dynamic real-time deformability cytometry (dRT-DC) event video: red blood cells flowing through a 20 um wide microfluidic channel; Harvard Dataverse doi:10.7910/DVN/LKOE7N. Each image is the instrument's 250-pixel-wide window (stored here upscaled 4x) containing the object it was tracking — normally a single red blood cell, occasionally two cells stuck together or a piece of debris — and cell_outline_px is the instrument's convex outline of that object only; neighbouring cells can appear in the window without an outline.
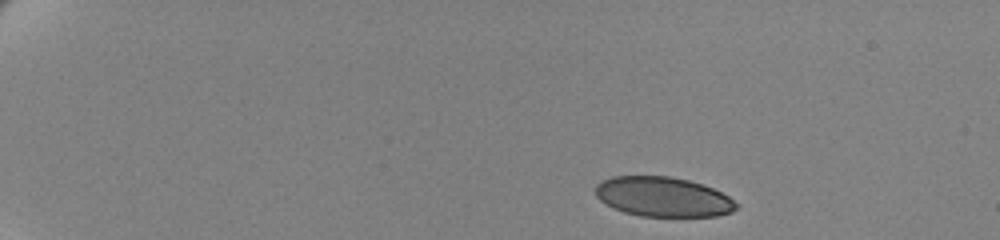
{"species": "human", "species_latin": "Homo sapiens", "temperature_condition": "cold", "stored_images_in_passage": 51, "camera_frame_rate_fps": 3000, "um_per_image_px": 0.085, "donor": {"sex": "female"}, "frame": {"image": 1, "passage_image": 1, "time_ms": 0.0, "image_size_px": [1000, 240], "cell_outline_px": [[740, 204], [732, 212], [716, 216], [640, 216], [624, 212], [612, 208], [600, 200], [596, 196], [596, 184], [600, 180], [612, 176], [668, 176], [688, 180], [712, 188], [728, 196]], "centroid_in_image_um": [56.33, 16.73], "position_along_channel_um": 28.7, "area_um2": 32.66}}
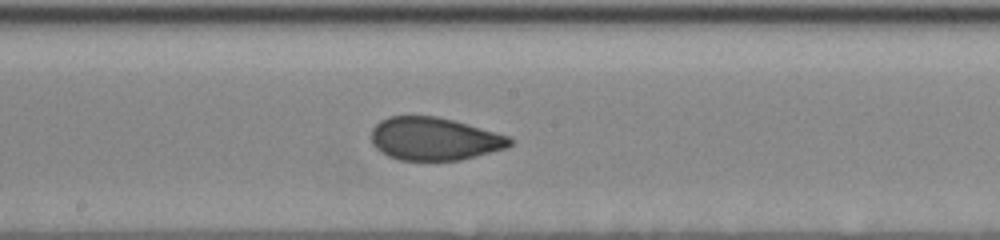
{"frame": {"image": 2, "passage_image": 27, "time_ms": 8.667, "image_size_px": [1000, 240], "cell_outline_px": [[512, 144], [508, 148], [460, 160], [400, 160], [388, 156], [380, 152], [372, 144], [372, 128], [380, 120], [388, 116], [436, 116], [452, 120], [496, 132], [508, 136], [512, 140]], "centroid_in_image_um": [36.9, 11.8], "position_along_channel_um": 211.3, "area_um2": 34.62}}
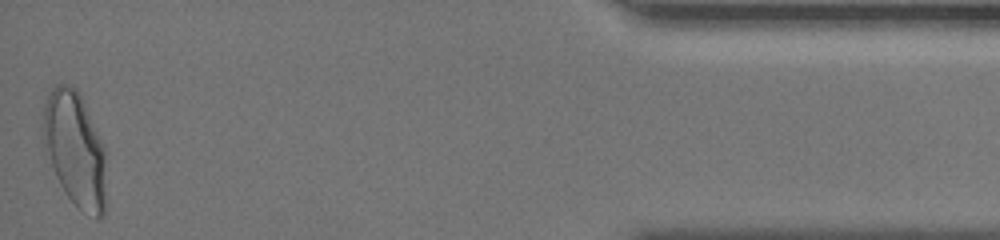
{"frame": {"image": 3, "passage_image": 51, "time_ms": 16.667, "image_size_px": [1000, 240], "cell_outline_px": [[104, 216], [96, 220], [80, 208], [68, 196], [60, 184], [56, 176], [44, 148], [40, 124], [44, 104], [52, 88], [56, 84], [64, 84], [76, 88], [80, 92], [104, 148]], "centroid_in_image_um": [6.32, 12.63], "position_along_channel_um": 428.9, "area_um2": 41.96}, "authors_computed_cell_mechanics": {"area_um2": 35.3736, "velocity_mm_per_s": 3.4516, "shape_relaxation_time_tau1_ms": 8.4362, "shape_relaxation_time_tau2_ms": null, "deformation_change_tau1": 0.1931, "deformation_change_tau2": null}}